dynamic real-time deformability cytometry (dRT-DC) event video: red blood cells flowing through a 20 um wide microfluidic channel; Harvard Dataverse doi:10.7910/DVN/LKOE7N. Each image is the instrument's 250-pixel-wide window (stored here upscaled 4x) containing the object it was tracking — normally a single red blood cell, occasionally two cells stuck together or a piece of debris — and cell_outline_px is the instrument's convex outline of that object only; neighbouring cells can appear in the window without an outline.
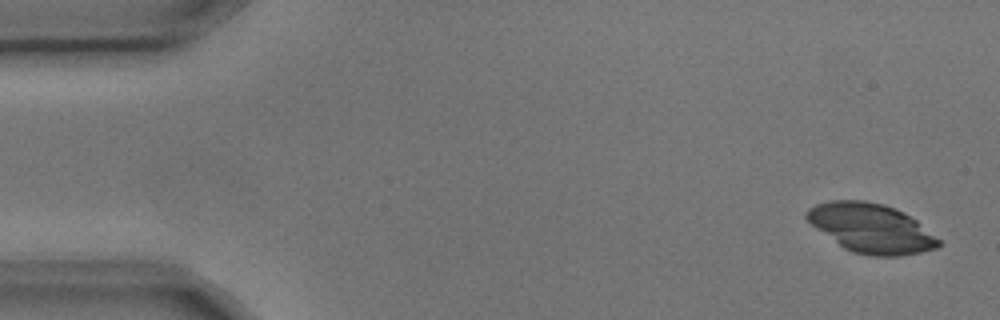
{"species": "common noctule bat (a hibernating species)", "species_latin": "Nyctalus noctula", "temperature_condition": "cold", "stored_images_in_passage": 7, "camera_frame_rate_fps": 3000, "um_per_image_px": 0.085, "animal": {"sex": "male", "body_mass_g": 17.9, "forearm_length_mm": 54.2}, "frame": {"image": 1, "passage_image": 1, "time_ms": 0.0, "image_size_px": [1000, 320], "cell_outline_px": [[940, 244], [936, 248], [920, 252], [900, 256], [872, 256], [852, 252], [844, 248], [812, 224], [804, 216], [804, 212], [808, 208], [816, 204], [832, 200], [864, 200], [884, 204], [904, 212], [916, 220], [940, 240]], "centroid_in_image_um": [74.04, 19.39], "position_along_channel_um": 11.0, "area_um2": 37.51}}